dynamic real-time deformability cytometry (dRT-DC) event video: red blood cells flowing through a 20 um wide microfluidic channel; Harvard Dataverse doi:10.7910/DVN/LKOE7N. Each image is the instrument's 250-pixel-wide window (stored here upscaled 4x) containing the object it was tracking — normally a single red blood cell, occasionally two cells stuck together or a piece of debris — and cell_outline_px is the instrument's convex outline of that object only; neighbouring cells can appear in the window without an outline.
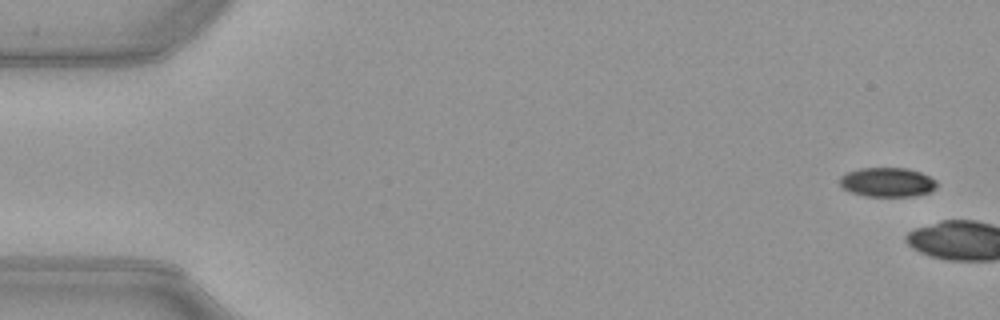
{"species": "common noctule bat (a hibernating species)", "species_latin": "Nyctalus noctula", "temperature_condition": "warm", "stored_images_in_passage": 6, "camera_frame_rate_fps": 3000, "um_per_image_px": 0.085, "animal": {"sex": "female", "body_mass_g": 21.9}, "frame": {"image": 1, "passage_image": 3, "time_ms": 0.667, "image_size_px": [1000, 320], "cell_outline_px": [[936, 188], [928, 192], [916, 196], [864, 196], [852, 192], [844, 188], [840, 184], [840, 176], [848, 172], [860, 168], [908, 168], [920, 172], [936, 180]], "centroid_in_image_um": [75.43, 15.48], "position_along_channel_um": 9.6, "area_um2": 16.47}}